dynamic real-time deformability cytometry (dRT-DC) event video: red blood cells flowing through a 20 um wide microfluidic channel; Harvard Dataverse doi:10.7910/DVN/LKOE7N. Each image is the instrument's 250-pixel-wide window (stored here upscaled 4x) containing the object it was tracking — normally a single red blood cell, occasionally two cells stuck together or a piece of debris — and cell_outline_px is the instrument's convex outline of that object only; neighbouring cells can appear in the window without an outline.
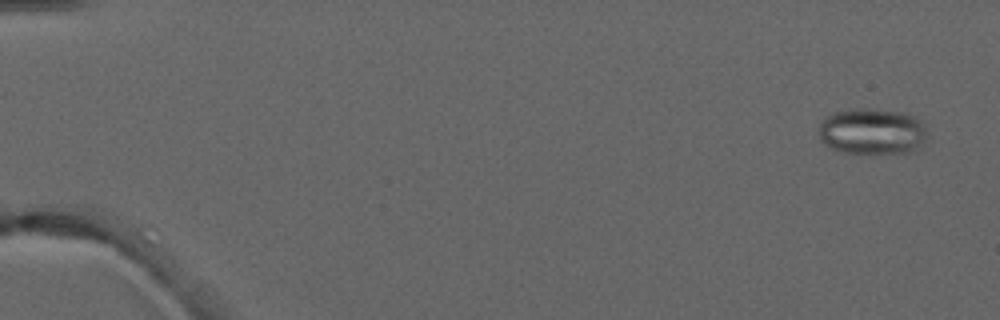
{"species": "common noctule bat (a hibernating species)", "species_latin": "Nyctalus noctula", "temperature_condition": "warm", "stored_images_in_passage": 5, "camera_frame_rate_fps": 3000, "um_per_image_px": 0.085, "animal": {"sex": "male", "forearm_length_mm": 52.5}, "frame": {"image": 1, "passage_image": 1, "time_ms": 0.0, "image_size_px": [1000, 320], "cell_outline_px": [[928, 132], [920, 148], [916, 152], [844, 152], [832, 148], [824, 144], [820, 140], [820, 124], [824, 116], [836, 112], [856, 108], [864, 108], [900, 112], [912, 116], [920, 120], [924, 124]], "centroid_in_image_um": [74.15, 11.16], "position_along_channel_um": 10.9, "area_um2": 29.02}}